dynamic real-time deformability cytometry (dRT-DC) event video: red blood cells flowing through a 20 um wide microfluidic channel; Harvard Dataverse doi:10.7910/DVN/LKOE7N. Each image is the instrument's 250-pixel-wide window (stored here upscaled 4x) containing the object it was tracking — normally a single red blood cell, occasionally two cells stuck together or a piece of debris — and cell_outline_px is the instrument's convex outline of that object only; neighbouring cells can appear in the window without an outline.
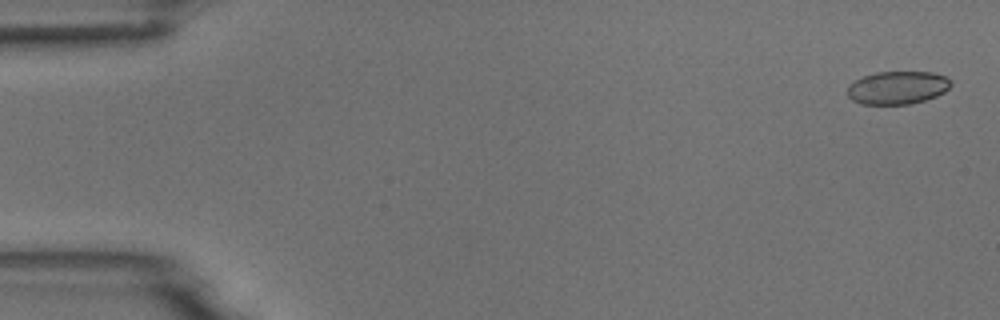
{"species": "common noctule bat (a hibernating species)", "species_latin": "Nyctalus noctula", "temperature_condition": "room temperature", "stored_images_in_passage": 5, "camera_frame_rate_fps": 3000, "um_per_image_px": 0.085, "animal": {"sex": "male", "body_mass_g": 18.8}, "frame": {"image": 1, "passage_image": 1, "time_ms": 0.0, "image_size_px": [1000, 320], "cell_outline_px": [[952, 84], [944, 92], [936, 96], [924, 100], [908, 104], [860, 104], [852, 100], [848, 96], [848, 88], [856, 80], [864, 76], [876, 72], [932, 72], [944, 76], [952, 80]], "centroid_in_image_um": [76.31, 7.45], "position_along_channel_um": 8.7, "area_um2": 19.77}}
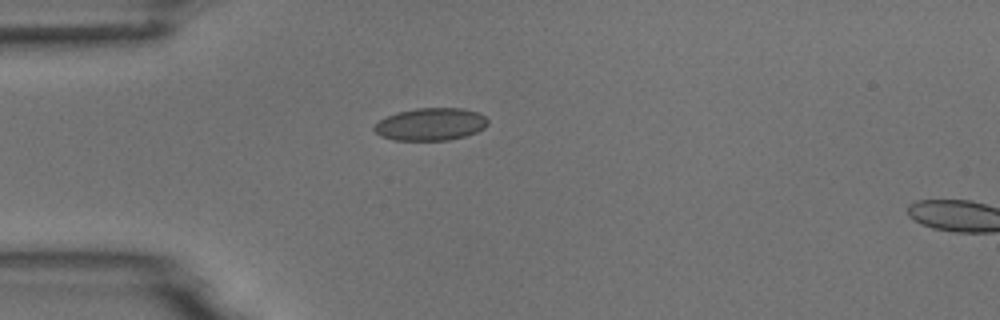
{"frame": {"image": 2, "passage_image": 4, "time_ms": 4.333, "image_size_px": [1000, 320], "cell_outline_px": [[488, 124], [484, 128], [476, 132], [464, 136], [448, 140], [396, 140], [380, 136], [372, 128], [380, 120], [396, 112], [416, 108], [464, 108], [476, 112], [484, 116], [488, 120]], "centroid_in_image_um": [36.6, 10.55], "position_along_channel_um": 48.4, "area_um2": 21.44}}